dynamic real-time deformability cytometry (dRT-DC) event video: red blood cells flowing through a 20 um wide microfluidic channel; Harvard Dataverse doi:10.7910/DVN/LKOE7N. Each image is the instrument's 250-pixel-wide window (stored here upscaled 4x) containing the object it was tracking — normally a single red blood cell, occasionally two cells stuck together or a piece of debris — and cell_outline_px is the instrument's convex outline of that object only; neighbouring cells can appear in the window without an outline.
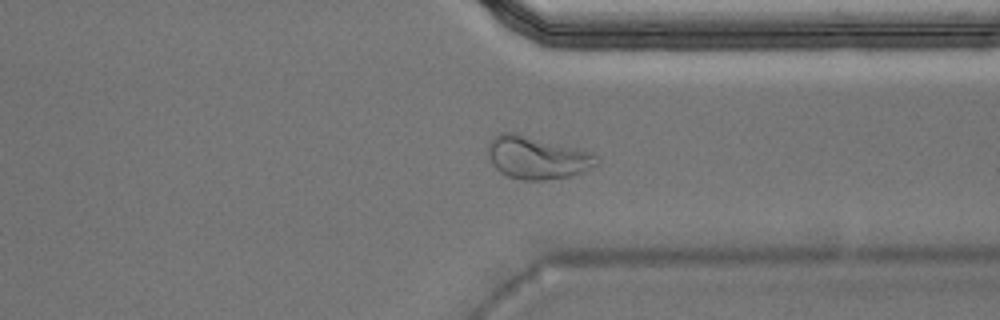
{"species": "Egyptian fruit bat (a non-hibernating species)", "species_latin": "Rousettus aegyptiacus", "temperature_condition": "warm", "stored_images_in_passage": 47, "camera_frame_rate_fps": 3000, "um_per_image_px": 0.085, "animal": {"sex": "male"}, "frame": {"image": 1, "passage_image": 34, "time_ms": 11.0, "image_size_px": [1000, 320], "cell_outline_px": [[600, 164], [580, 172], [568, 176], [544, 180], [524, 180], [508, 176], [500, 172], [492, 164], [488, 156], [488, 144], [492, 136], [500, 132], [512, 132], [580, 148], [592, 152], [600, 160]], "centroid_in_image_um": [45.65, 13.38], "position_along_channel_um": 365.8, "area_um2": 27.17}, "authors_computed_cell_mechanics": {"area_um2": 21.5594, "velocity_mm_per_s": 3.9708, "shape_relaxation_time_tau1_ms": null, "shape_relaxation_time_tau2_ms": 1.1026, "deformation_change_tau1": null, "deformation_change_tau2": 0.0789}}